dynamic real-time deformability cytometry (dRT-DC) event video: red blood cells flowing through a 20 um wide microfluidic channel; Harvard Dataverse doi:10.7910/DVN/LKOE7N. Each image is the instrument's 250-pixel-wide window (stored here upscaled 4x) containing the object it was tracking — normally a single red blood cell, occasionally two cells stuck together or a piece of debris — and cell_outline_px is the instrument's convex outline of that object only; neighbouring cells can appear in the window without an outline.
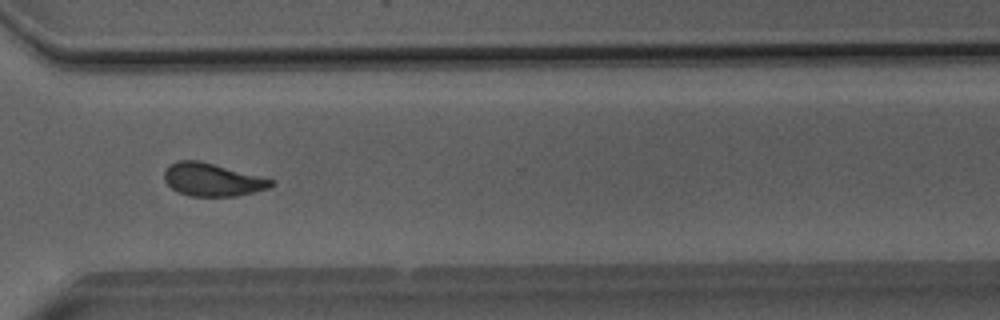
{"species": "Egyptian fruit bat (a non-hibernating species)", "species_latin": "Rousettus aegyptiacus", "temperature_condition": "room temperature", "stored_images_in_passage": 35, "camera_frame_rate_fps": 3000, "um_per_image_px": 0.085, "animal": {"sex": "male"}, "frame": {"image": 1, "passage_image": 22, "time_ms": 7.0, "image_size_px": [1000, 320], "cell_outline_px": [[276, 184], [268, 188], [236, 196], [188, 196], [172, 188], [164, 180], [164, 172], [176, 160], [200, 160], [276, 180]], "centroid_in_image_um": [18.08, 15.27], "position_along_channel_um": 352.5, "area_um2": 20.46}}
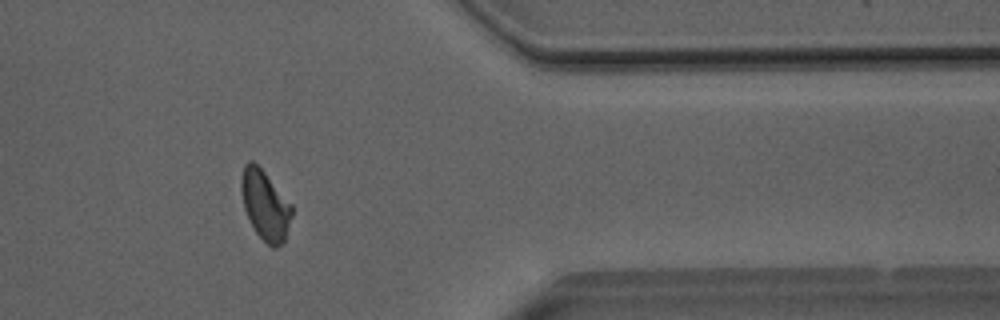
{"frame": {"image": 2, "passage_image": 26, "time_ms": 8.333, "image_size_px": [1000, 320], "cell_outline_px": [[292, 216], [284, 240], [276, 248], [272, 248], [256, 232], [244, 208], [240, 188], [240, 180], [244, 164], [248, 160], [252, 160], [264, 172], [292, 204]], "centroid_in_image_um": [22.53, 17.41], "position_along_channel_um": 388.9, "area_um2": 20.29}}
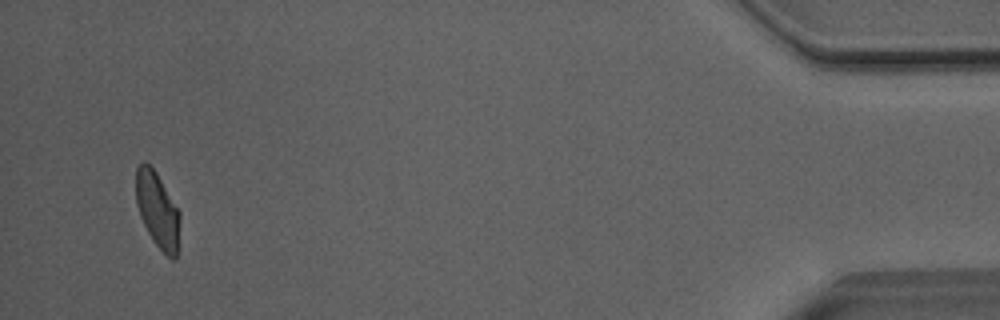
{"frame": {"image": 3, "passage_image": 33, "time_ms": 10.667, "image_size_px": [1000, 320], "cell_outline_px": [[180, 220], [176, 256], [172, 260], [152, 240], [140, 216], [136, 204], [136, 168], [144, 160], [156, 172], [180, 212]], "centroid_in_image_um": [13.38, 17.83], "position_along_channel_um": 421.8, "area_um2": 19.13}, "authors_computed_cell_mechanics": {"area_um2": 20.4612, "velocity_mm_per_s": 4.0639, "shape_relaxation_time_tau1_ms": 5.3823, "shape_relaxation_time_tau2_ms": 2.1043, "deformation_change_tau1": 0.1578, "deformation_change_tau2": 0.0903}}